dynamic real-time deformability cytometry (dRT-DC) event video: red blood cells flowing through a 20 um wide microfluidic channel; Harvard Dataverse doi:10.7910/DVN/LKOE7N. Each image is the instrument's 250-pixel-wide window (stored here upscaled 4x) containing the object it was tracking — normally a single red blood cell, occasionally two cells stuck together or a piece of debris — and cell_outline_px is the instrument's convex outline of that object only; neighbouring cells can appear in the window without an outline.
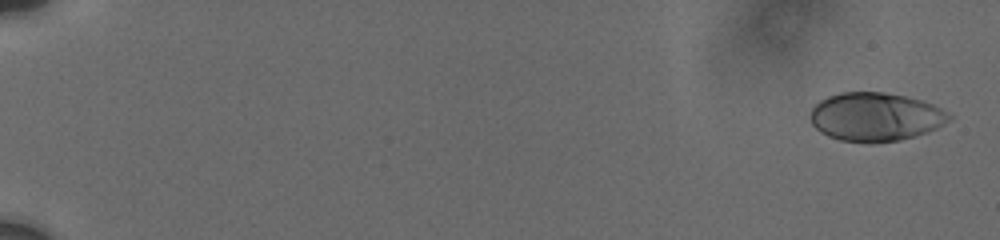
{"species": "human", "species_latin": "Homo sapiens", "temperature_condition": "cold", "stored_images_in_passage": 31, "camera_frame_rate_fps": 3000, "um_per_image_px": 0.085, "donor": {"sex": "male"}, "frame": {"image": 1, "passage_image": 1, "time_ms": 0.0, "image_size_px": [1000, 240], "cell_outline_px": [[952, 116], [944, 124], [936, 128], [900, 140], [872, 144], [840, 140], [828, 136], [820, 132], [812, 124], [808, 116], [812, 108], [820, 100], [828, 96], [840, 92], [884, 92], [924, 100], [948, 112]], "centroid_in_image_um": [74.37, 9.93], "position_along_channel_um": 10.6, "area_um2": 39.48}}
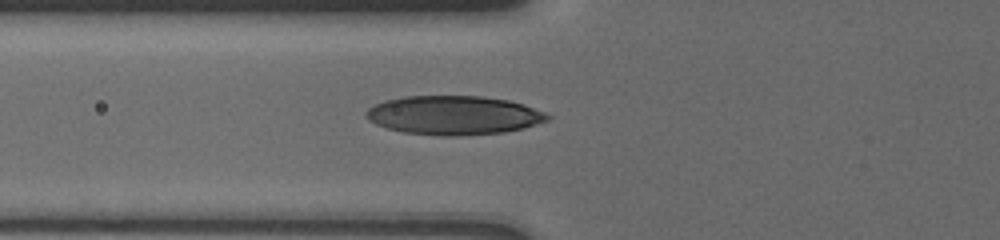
{"frame": {"image": 2, "passage_image": 18, "time_ms": 7.333, "image_size_px": [1000, 240], "cell_outline_px": [[552, 116], [548, 120], [524, 128], [504, 132], [456, 136], [444, 136], [404, 132], [388, 128], [376, 124], [368, 120], [364, 116], [364, 112], [368, 108], [384, 100], [404, 96], [484, 96], [508, 100], [524, 104], [544, 112]], "centroid_in_image_um": [38.56, 9.79], "position_along_channel_um": 87.2, "area_um2": 41.27}}
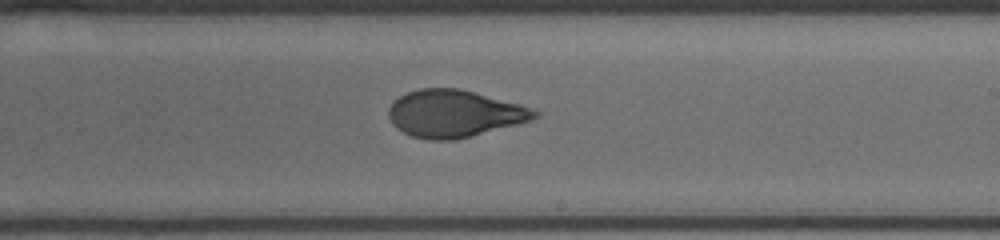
{"frame": {"image": 3, "passage_image": 31, "time_ms": 11.667, "image_size_px": [1000, 240], "cell_outline_px": [[540, 116], [532, 120], [472, 136], [452, 140], [428, 140], [412, 136], [396, 128], [392, 124], [388, 116], [388, 108], [400, 96], [408, 92], [420, 88], [460, 88], [520, 104], [540, 112]], "centroid_in_image_um": [38.62, 9.66], "position_along_channel_um": 250.4, "area_um2": 40.11}}